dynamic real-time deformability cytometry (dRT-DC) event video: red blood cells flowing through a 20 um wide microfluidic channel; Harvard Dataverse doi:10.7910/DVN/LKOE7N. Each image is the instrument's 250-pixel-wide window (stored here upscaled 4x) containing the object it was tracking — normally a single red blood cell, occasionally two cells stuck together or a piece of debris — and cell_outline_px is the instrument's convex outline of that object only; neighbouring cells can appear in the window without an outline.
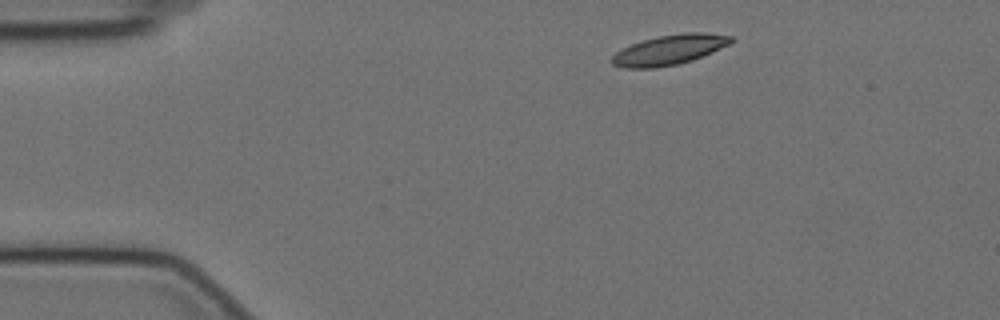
{"species": "Egyptian fruit bat (a non-hibernating species)", "species_latin": "Rousettus aegyptiacus", "temperature_condition": "cold", "stored_images_in_passage": 49, "camera_frame_rate_fps": 3000, "um_per_image_px": 0.085, "animal": {"sex": "female"}, "frame": {"image": 1, "passage_image": 1, "time_ms": 0.0, "image_size_px": [1000, 320], "cell_outline_px": [[732, 40], [728, 44], [712, 52], [692, 60], [676, 64], [656, 68], [624, 68], [612, 64], [608, 60], [616, 52], [632, 44], [656, 36], [684, 32], [704, 32], [732, 36]], "centroid_in_image_um": [56.85, 4.23], "position_along_channel_um": 28.1, "area_um2": 20.69}}
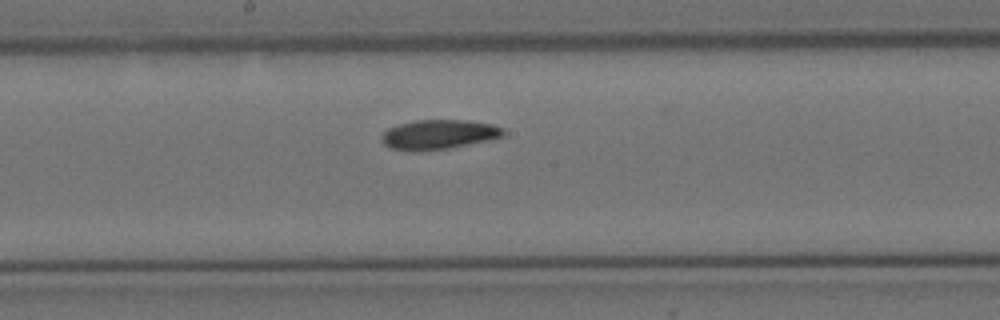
{"frame": {"image": 2, "passage_image": 22, "time_ms": 7.0, "image_size_px": [1000, 320], "cell_outline_px": [[504, 136], [488, 140], [448, 148], [412, 152], [392, 148], [384, 144], [384, 132], [388, 128], [396, 124], [416, 120], [468, 120], [492, 124], [504, 128]], "centroid_in_image_um": [37.31, 11.42], "position_along_channel_um": 210.9, "area_um2": 20.87}}
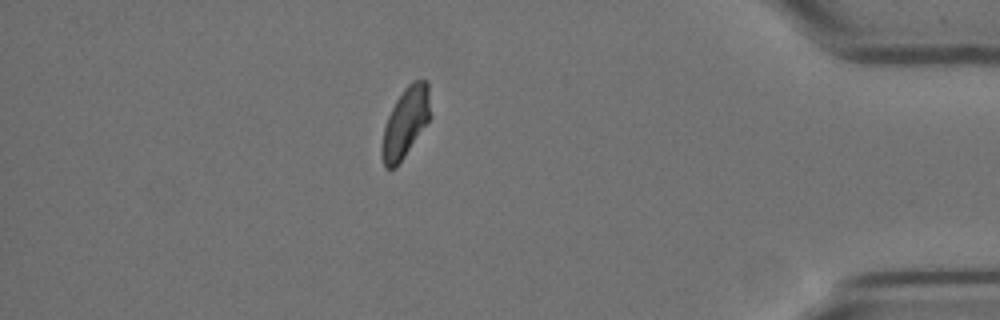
{"frame": {"image": 3, "passage_image": 42, "time_ms": 13.667, "image_size_px": [1000, 320], "cell_outline_px": [[432, 116], [396, 168], [384, 168], [380, 156], [380, 148], [384, 128], [388, 116], [396, 100], [404, 88], [412, 80], [428, 80]], "centroid_in_image_um": [34.47, 10.41], "position_along_channel_um": 400.7, "area_um2": 20.06}, "authors_computed_cell_mechanics": {"area_um2": 20.7502, "velocity_mm_per_s": 3.456, "shape_relaxation_time_tau1_ms": 5.161, "shape_relaxation_time_tau2_ms": 5.5134, "deformation_change_tau1": 0.1431, "deformation_change_tau2": 0.0996}}